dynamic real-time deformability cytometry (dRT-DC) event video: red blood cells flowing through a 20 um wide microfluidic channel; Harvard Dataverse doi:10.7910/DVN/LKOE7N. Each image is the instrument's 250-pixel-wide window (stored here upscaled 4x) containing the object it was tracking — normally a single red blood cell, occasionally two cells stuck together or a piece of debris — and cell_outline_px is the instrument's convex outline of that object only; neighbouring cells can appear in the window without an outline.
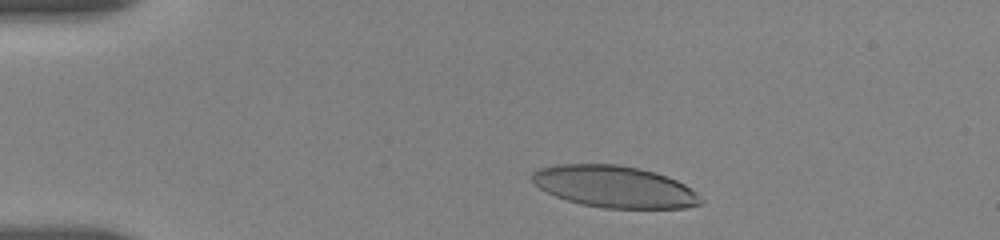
{"species": "human", "species_latin": "Homo sapiens", "temperature_condition": "room temperature", "stored_images_in_passage": 25, "camera_frame_rate_fps": 3000, "um_per_image_px": 0.085, "donor": {"sex": "female"}, "frame": {"image": 1, "passage_image": 3, "time_ms": 0.667, "image_size_px": [1000, 240], "cell_outline_px": [[704, 204], [684, 208], [604, 208], [580, 204], [556, 196], [540, 188], [532, 180], [532, 172], [540, 168], [556, 164], [616, 164], [640, 168], [656, 172], [668, 176], [684, 184], [696, 192], [704, 200]], "centroid_in_image_um": [52.27, 15.86], "position_along_channel_um": 32.7, "area_um2": 41.15}}
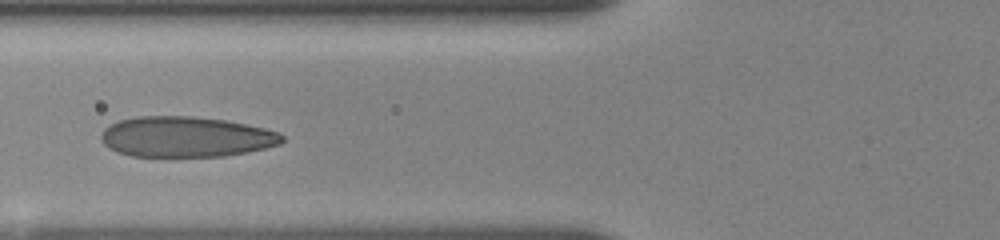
{"frame": {"image": 2, "passage_image": 13, "time_ms": 4.333, "image_size_px": [1000, 240], "cell_outline_px": [[284, 140], [280, 144], [248, 152], [224, 156], [132, 156], [116, 152], [108, 148], [100, 140], [100, 136], [104, 128], [120, 120], [136, 116], [192, 116], [224, 120], [264, 128], [280, 132], [284, 136]], "centroid_in_image_um": [15.79, 11.63], "position_along_channel_um": 110.0, "area_um2": 42.77}}
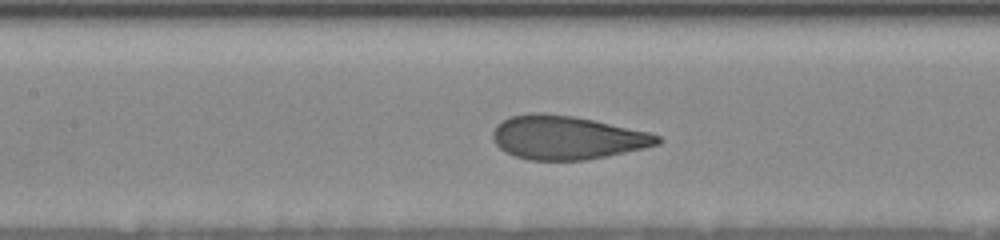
{"frame": {"image": 3, "passage_image": 21, "time_ms": 5.667, "image_size_px": [1000, 240], "cell_outline_px": [[664, 140], [660, 144], [644, 148], [584, 160], [528, 160], [516, 156], [500, 148], [496, 144], [492, 136], [492, 132], [496, 124], [508, 116], [532, 112], [544, 112], [572, 116], [592, 120], [648, 132], [660, 136]], "centroid_in_image_um": [48.15, 11.68], "position_along_channel_um": 159.2, "area_um2": 41.73}}